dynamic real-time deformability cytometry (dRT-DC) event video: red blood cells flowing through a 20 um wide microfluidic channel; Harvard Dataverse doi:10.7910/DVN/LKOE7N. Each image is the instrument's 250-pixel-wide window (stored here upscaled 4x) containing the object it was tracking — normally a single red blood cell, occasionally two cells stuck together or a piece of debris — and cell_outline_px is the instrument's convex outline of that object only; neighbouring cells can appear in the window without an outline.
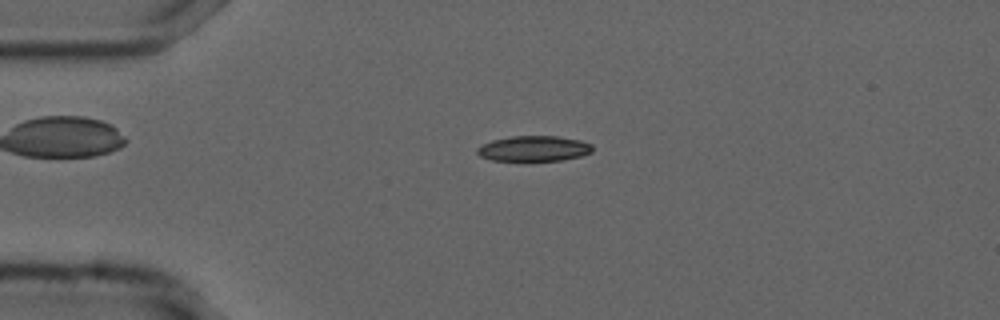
{"species": "common noctule bat (a hibernating species)", "species_latin": "Nyctalus noctula", "temperature_condition": "cold", "stored_images_in_passage": 54, "camera_frame_rate_fps": 3000, "um_per_image_px": 0.085, "animal": {"sex": "male", "forearm_length_mm": 52.5}, "frame": {"image": 1, "passage_image": 12, "time_ms": 3.667, "image_size_px": [1000, 320], "cell_outline_px": [[592, 152], [580, 156], [560, 160], [528, 164], [492, 160], [480, 156], [476, 152], [476, 148], [492, 140], [512, 136], [556, 136], [580, 140], [592, 144]], "centroid_in_image_um": [45.34, 12.68], "position_along_channel_um": 39.7, "area_um2": 17.86}}
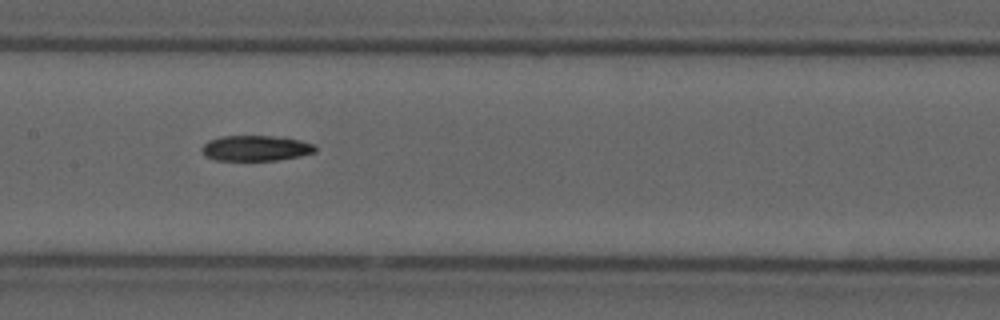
{"frame": {"image": 2, "passage_image": 26, "time_ms": 8.333, "image_size_px": [1000, 320], "cell_outline_px": [[316, 152], [300, 156], [276, 160], [216, 160], [204, 156], [200, 148], [208, 140], [224, 136], [272, 136], [300, 140], [316, 144]], "centroid_in_image_um": [21.74, 12.6], "position_along_channel_um": 185.7, "area_um2": 16.88}}
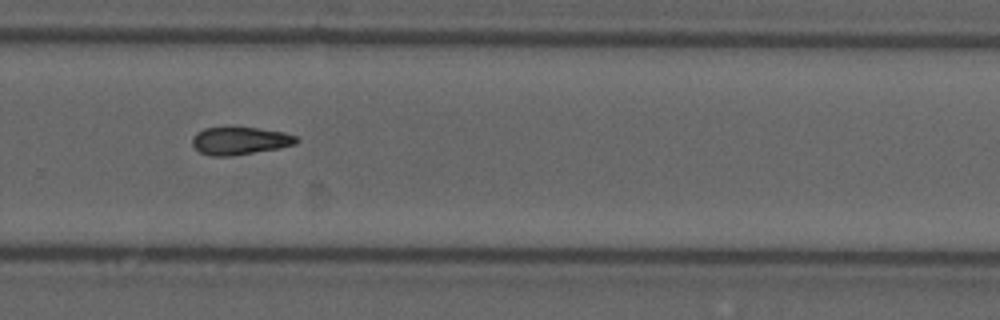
{"frame": {"image": 3, "passage_image": 36, "time_ms": 11.667, "image_size_px": [1000, 320], "cell_outline_px": [[300, 140], [296, 144], [280, 148], [232, 156], [212, 156], [200, 152], [192, 144], [192, 136], [196, 132], [204, 128], [256, 128], [284, 132], [296, 136]], "centroid_in_image_um": [20.4, 11.97], "position_along_channel_um": 309.4, "area_um2": 16.76}, "authors_computed_cell_mechanics": {"area_um2": 17.051, "velocity_mm_per_s": 3.7312, "shape_relaxation_time_tau1_ms": 6.1617, "shape_relaxation_time_tau2_ms": null, "deformation_change_tau1": 0.1399, "deformation_change_tau2": null}}